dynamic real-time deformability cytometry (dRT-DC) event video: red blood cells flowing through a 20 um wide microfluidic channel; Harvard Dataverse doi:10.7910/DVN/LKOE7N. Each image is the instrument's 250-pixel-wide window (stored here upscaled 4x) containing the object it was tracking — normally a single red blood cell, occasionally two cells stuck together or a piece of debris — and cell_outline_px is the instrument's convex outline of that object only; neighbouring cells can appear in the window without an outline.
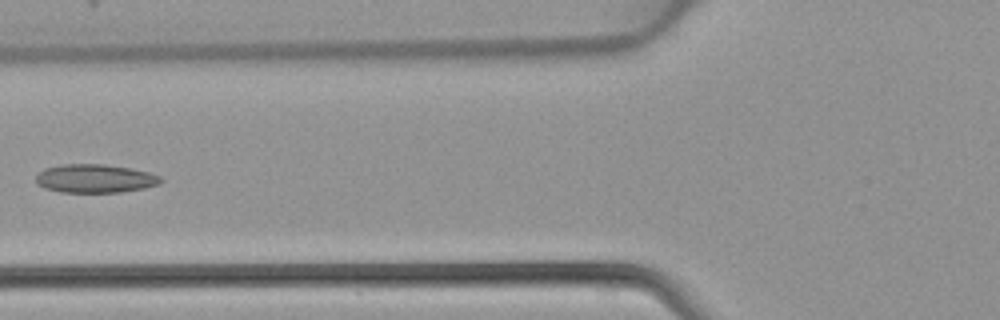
{"species": "common noctule bat (a hibernating species)", "species_latin": "Nyctalus noctula", "temperature_condition": "warm", "stored_images_in_passage": 5, "camera_frame_rate_fps": 3000, "um_per_image_px": 0.085, "animal": {"sex": "female", "body_mass_g": 22.7, "forearm_length_mm": 54.2}, "frame": {"image": 1, "passage_image": 5, "time_ms": 1.333, "image_size_px": [1000, 320], "cell_outline_px": [[164, 180], [160, 184], [144, 188], [120, 192], [60, 192], [44, 188], [36, 184], [36, 176], [44, 168], [60, 164], [104, 164], [128, 168], [148, 172], [160, 176]], "centroid_in_image_um": [8.06, 15.17], "position_along_channel_um": 117.7, "area_um2": 20.81}}